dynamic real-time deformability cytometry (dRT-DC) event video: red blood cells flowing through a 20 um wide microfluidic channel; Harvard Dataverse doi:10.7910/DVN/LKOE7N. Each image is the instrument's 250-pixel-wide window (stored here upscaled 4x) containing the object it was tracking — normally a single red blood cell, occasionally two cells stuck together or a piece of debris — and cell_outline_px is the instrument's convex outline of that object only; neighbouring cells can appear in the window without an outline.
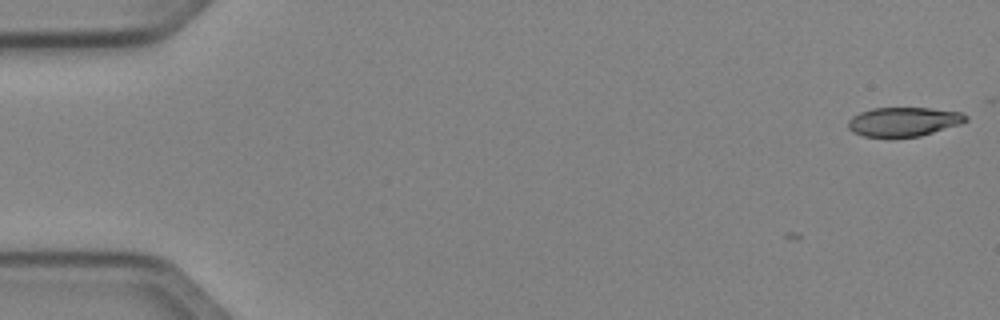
{"species": "Egyptian fruit bat (a non-hibernating species)", "species_latin": "Rousettus aegyptiacus", "temperature_condition": "cold", "stored_images_in_passage": 2, "camera_frame_rate_fps": 3000, "um_per_image_px": 0.085, "animal": {"sex": "female"}, "frame": {"image": 1, "passage_image": 2, "time_ms": 0.333, "image_size_px": [1000, 320], "cell_outline_px": [[968, 120], [960, 124], [920, 136], [892, 140], [888, 140], [864, 136], [852, 132], [848, 128], [848, 120], [852, 116], [860, 112], [872, 108], [932, 108], [960, 112], [968, 116]], "centroid_in_image_um": [76.76, 10.39], "position_along_channel_um": 8.2, "area_um2": 20.69}}